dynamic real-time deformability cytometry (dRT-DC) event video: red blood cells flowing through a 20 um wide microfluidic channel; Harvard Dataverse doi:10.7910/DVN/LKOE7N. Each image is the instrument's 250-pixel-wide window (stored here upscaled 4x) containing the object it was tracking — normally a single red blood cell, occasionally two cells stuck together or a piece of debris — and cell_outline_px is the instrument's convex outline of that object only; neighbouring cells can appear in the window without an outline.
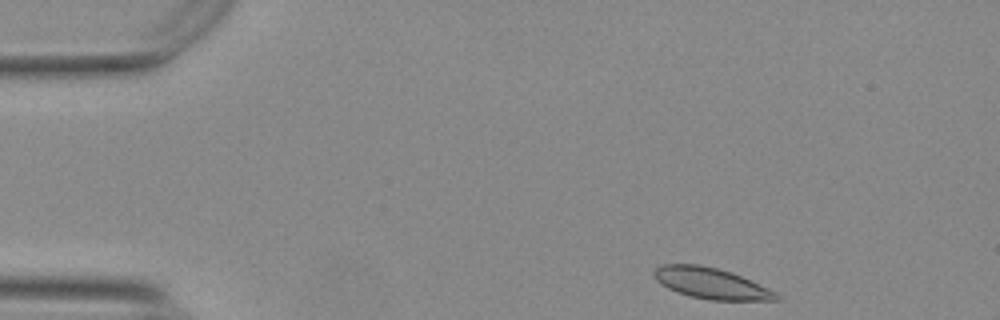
{"species": "Egyptian fruit bat (a non-hibernating species)", "species_latin": "Rousettus aegyptiacus", "temperature_condition": "warm", "stored_images_in_passage": 10, "camera_frame_rate_fps": 3000, "um_per_image_px": 0.085, "animal": {"sex": "female"}, "frame": {"image": 1, "passage_image": 1, "time_ms": 0.0, "image_size_px": [1000, 320], "cell_outline_px": [[780, 300], [708, 300], [688, 296], [676, 292], [660, 284], [652, 276], [652, 272], [656, 268], [664, 264], [700, 264], [732, 272], [776, 292], [780, 296]], "centroid_in_image_um": [60.4, 24.08], "position_along_channel_um": 24.6, "area_um2": 22.14}}
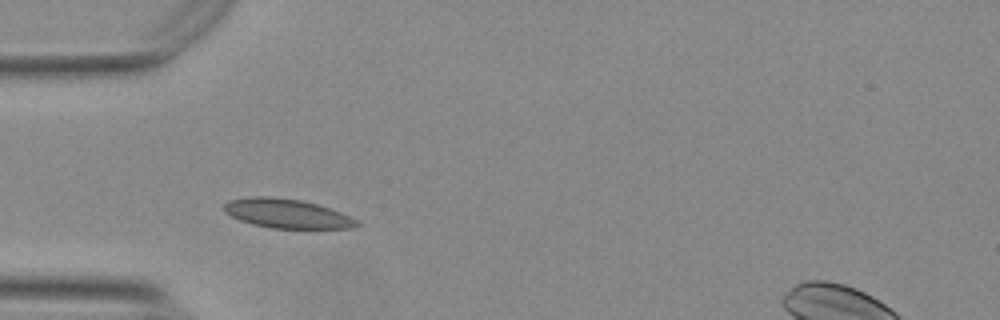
{"frame": {"image": 2, "passage_image": 10, "time_ms": 3.0, "image_size_px": [1000, 320], "cell_outline_px": [[360, 224], [352, 228], [272, 228], [252, 224], [240, 220], [224, 212], [224, 204], [228, 200], [252, 196], [272, 196], [300, 200], [316, 204], [340, 212], [356, 220]], "centroid_in_image_um": [24.34, 18.14], "position_along_channel_um": 60.7, "area_um2": 22.37}}